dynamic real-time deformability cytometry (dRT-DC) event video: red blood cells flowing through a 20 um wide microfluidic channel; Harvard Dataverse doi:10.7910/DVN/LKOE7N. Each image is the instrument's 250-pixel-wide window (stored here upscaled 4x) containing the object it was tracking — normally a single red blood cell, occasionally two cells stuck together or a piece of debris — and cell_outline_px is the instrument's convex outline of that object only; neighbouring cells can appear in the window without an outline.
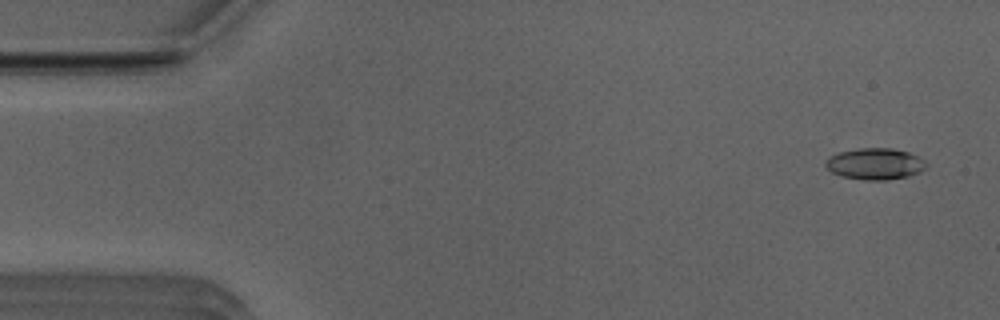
{"species": "Egyptian fruit bat (a non-hibernating species)", "species_latin": "Rousettus aegyptiacus", "temperature_condition": "room temperature", "stored_images_in_passage": 52, "camera_frame_rate_fps": 3000, "um_per_image_px": 0.085, "animal": {"sex": "male"}, "frame": {"image": 1, "passage_image": 3, "time_ms": 0.667, "image_size_px": [1000, 320], "cell_outline_px": [[928, 164], [920, 172], [908, 176], [888, 180], [864, 180], [844, 176], [832, 172], [824, 164], [824, 160], [840, 152], [860, 148], [892, 148], [908, 152], [924, 160]], "centroid_in_image_um": [74.39, 13.93], "position_along_channel_um": 10.6, "area_um2": 18.26}}
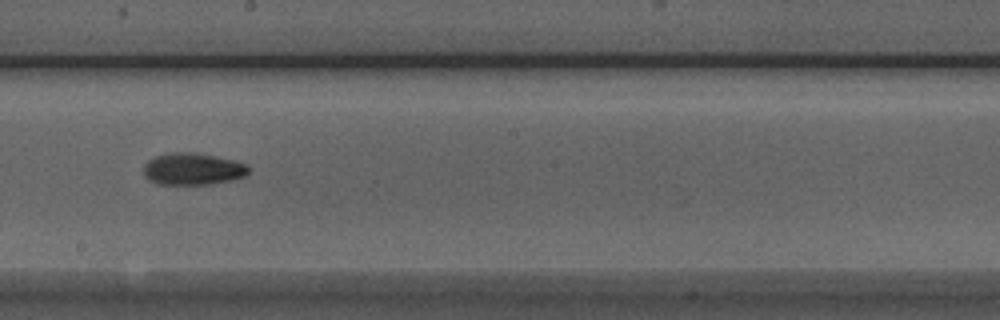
{"frame": {"image": 2, "passage_image": 29, "time_ms": 9.333, "image_size_px": [1000, 320], "cell_outline_px": [[248, 172], [244, 176], [232, 180], [212, 184], [160, 184], [148, 180], [144, 176], [144, 164], [148, 160], [156, 156], [168, 152], [196, 152], [236, 160], [248, 164]], "centroid_in_image_um": [16.39, 14.35], "position_along_channel_um": 231.8, "area_um2": 19.77}}
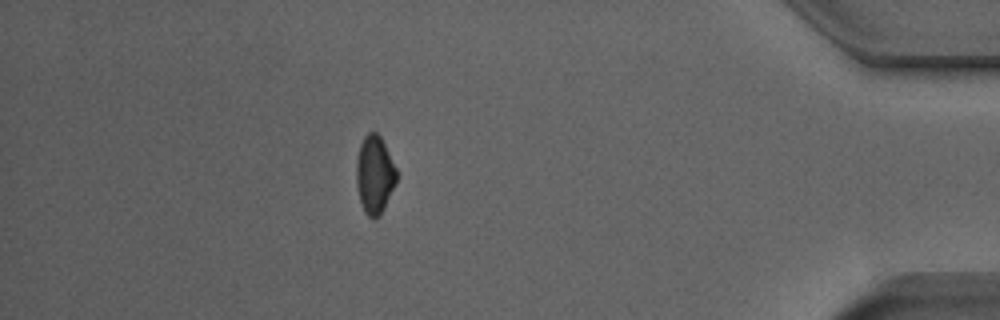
{"frame": {"image": 3, "passage_image": 46, "time_ms": 15.0, "image_size_px": [1000, 320], "cell_outline_px": [[396, 180], [380, 216], [376, 220], [372, 220], [364, 212], [360, 200], [356, 184], [356, 160], [360, 144], [364, 136], [368, 132], [376, 132], [380, 136], [396, 168]], "centroid_in_image_um": [31.81, 14.86], "position_along_channel_um": 403.4, "area_um2": 18.15}, "authors_computed_cell_mechanics": {"area_um2": 18.2937, "velocity_mm_per_s": 3.9219, "shape_relaxation_time_tau1_ms": 5.7775, "shape_relaxation_time_tau2_ms": 4.8658, "deformation_change_tau1": 0.1353, "deformation_change_tau2": 0.105}}